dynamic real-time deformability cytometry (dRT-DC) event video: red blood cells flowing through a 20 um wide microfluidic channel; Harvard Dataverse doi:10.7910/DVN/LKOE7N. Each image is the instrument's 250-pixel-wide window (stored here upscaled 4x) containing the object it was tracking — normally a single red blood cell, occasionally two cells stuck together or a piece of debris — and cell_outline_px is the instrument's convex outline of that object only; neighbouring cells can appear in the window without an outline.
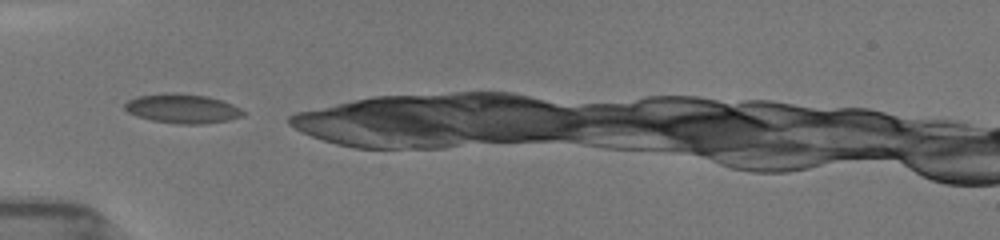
{"species": "common noctule bat (a hibernating species)", "species_latin": "Nyctalus noctula", "temperature_condition": "room temperature", "stored_images_in_passage": 4, "camera_frame_rate_fps": 3000, "um_per_image_px": 0.085, "animal": {"sex": "female", "body_mass_g": 19.5, "forearm_length_mm": 54.1}, "frame": {"image": 1, "passage_image": 1, "time_ms": 0.0, "image_size_px": [1000, 240], "cell_outline_px": [[248, 112], [244, 116], [228, 120], [204, 124], [176, 124], [152, 120], [136, 116], [128, 112], [124, 108], [124, 104], [128, 100], [136, 96], [168, 92], [176, 92], [208, 96], [232, 104]], "centroid_in_image_um": [15.51, 9.22], "position_along_channel_um": 69.5, "area_um2": 20.52}}
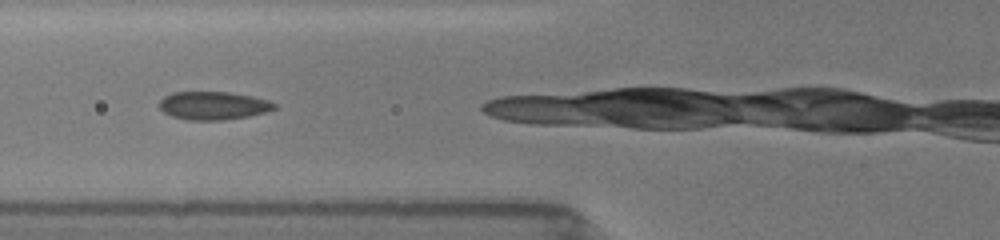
{"frame": {"image": 2, "passage_image": 2, "time_ms": 1.0, "image_size_px": [1000, 240], "cell_outline_px": [[276, 108], [264, 112], [248, 116], [224, 120], [188, 120], [172, 116], [164, 112], [160, 108], [160, 100], [164, 96], [172, 92], [228, 92], [252, 96], [268, 100], [276, 104]], "centroid_in_image_um": [18.12, 8.97], "position_along_channel_um": 107.7, "area_um2": 18.79}}
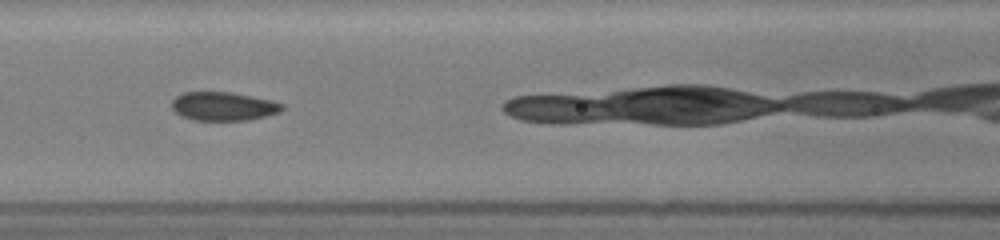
{"frame": {"image": 3, "passage_image": 3, "time_ms": 2.0, "image_size_px": [1000, 240], "cell_outline_px": [[284, 108], [280, 112], [248, 120], [192, 120], [180, 116], [172, 108], [172, 100], [176, 96], [184, 92], [232, 92], [272, 100], [284, 104]], "centroid_in_image_um": [18.99, 9.03], "position_along_channel_um": 147.6, "area_um2": 18.5}}